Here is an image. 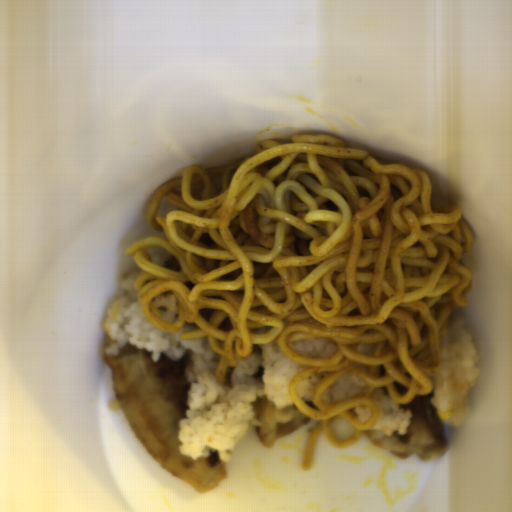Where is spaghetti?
Listing matches in <instances>:
<instances>
[{
  "label": "spaghetti",
  "instance_id": "1",
  "mask_svg": "<svg viewBox=\"0 0 512 512\" xmlns=\"http://www.w3.org/2000/svg\"><path fill=\"white\" fill-rule=\"evenodd\" d=\"M292 143L262 140L253 156L181 176L152 194L146 222L165 234L135 241L124 251L141 267L137 291L147 321L181 340L208 339L221 355L219 381L238 355L276 341L285 357L307 366L289 380L288 396L307 417L319 420L303 453L312 464L321 434L347 448L377 425L381 409L373 392L386 389L397 404L433 390L429 377L443 363L441 338L451 314L465 307L462 292L472 271L462 255L473 234L458 204L432 201L423 169L384 163L347 148L331 135H293ZM174 256L181 271L162 266ZM176 293V321L163 322L156 295ZM330 339L337 352L311 358L291 341ZM331 371L311 400L296 388L305 378ZM352 372L365 384L355 397L321 402L322 391ZM368 405V422L354 406ZM351 423L339 440L329 425Z\"/></svg>",
  "mask_w": 512,
  "mask_h": 512
}]
</instances>
